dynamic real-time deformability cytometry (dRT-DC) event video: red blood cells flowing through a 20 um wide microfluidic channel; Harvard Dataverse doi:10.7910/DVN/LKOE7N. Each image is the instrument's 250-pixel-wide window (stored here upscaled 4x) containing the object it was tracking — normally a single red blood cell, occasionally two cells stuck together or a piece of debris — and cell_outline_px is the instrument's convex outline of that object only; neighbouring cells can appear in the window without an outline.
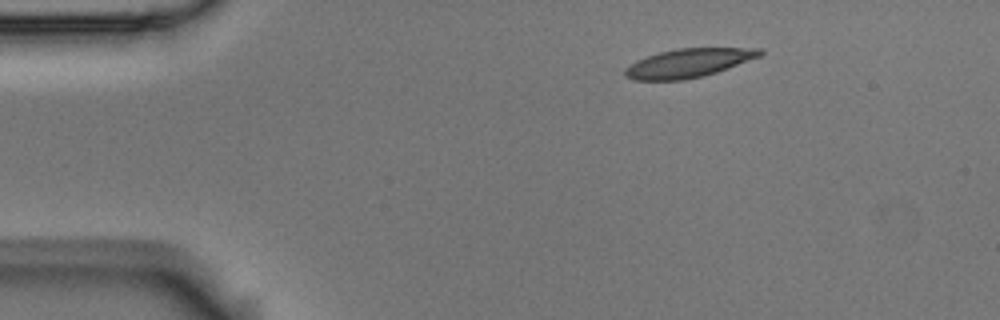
{"species": "Egyptian fruit bat (a non-hibernating species)", "species_latin": "Rousettus aegyptiacus", "temperature_condition": "room temperature", "stored_images_in_passage": 3, "camera_frame_rate_fps": 3000, "um_per_image_px": 0.085, "animal": {"sex": "male"}, "frame": {"image": 1, "passage_image": 1, "time_ms": 0.0, "image_size_px": [1000, 320], "cell_outline_px": [[764, 52], [760, 56], [728, 68], [716, 72], [684, 80], [632, 80], [624, 76], [624, 68], [636, 60], [660, 52], [676, 48], [760, 48]], "centroid_in_image_um": [58.48, 5.36], "position_along_channel_um": 26.5, "area_um2": 22.48}}